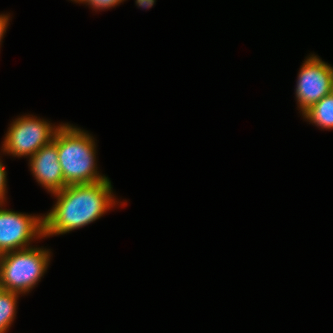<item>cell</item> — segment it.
Returning a JSON list of instances; mask_svg holds the SVG:
<instances>
[{"label":"cell","mask_w":333,"mask_h":333,"mask_svg":"<svg viewBox=\"0 0 333 333\" xmlns=\"http://www.w3.org/2000/svg\"><path fill=\"white\" fill-rule=\"evenodd\" d=\"M109 179L91 184L67 185L59 192L57 202L43 216L44 237L59 235L83 227L99 219L115 205Z\"/></svg>","instance_id":"cell-1"},{"label":"cell","mask_w":333,"mask_h":333,"mask_svg":"<svg viewBox=\"0 0 333 333\" xmlns=\"http://www.w3.org/2000/svg\"><path fill=\"white\" fill-rule=\"evenodd\" d=\"M331 93L333 94V78H332V89H331Z\"/></svg>","instance_id":"cell-14"},{"label":"cell","mask_w":333,"mask_h":333,"mask_svg":"<svg viewBox=\"0 0 333 333\" xmlns=\"http://www.w3.org/2000/svg\"><path fill=\"white\" fill-rule=\"evenodd\" d=\"M3 142V150L17 157H32L43 146L50 144L59 129L45 120L23 116L10 124Z\"/></svg>","instance_id":"cell-4"},{"label":"cell","mask_w":333,"mask_h":333,"mask_svg":"<svg viewBox=\"0 0 333 333\" xmlns=\"http://www.w3.org/2000/svg\"><path fill=\"white\" fill-rule=\"evenodd\" d=\"M155 3V0H136V4L139 7L151 8Z\"/></svg>","instance_id":"cell-13"},{"label":"cell","mask_w":333,"mask_h":333,"mask_svg":"<svg viewBox=\"0 0 333 333\" xmlns=\"http://www.w3.org/2000/svg\"><path fill=\"white\" fill-rule=\"evenodd\" d=\"M29 160L35 179L49 192L54 194L67 186L59 163L57 132L53 141L43 146Z\"/></svg>","instance_id":"cell-7"},{"label":"cell","mask_w":333,"mask_h":333,"mask_svg":"<svg viewBox=\"0 0 333 333\" xmlns=\"http://www.w3.org/2000/svg\"><path fill=\"white\" fill-rule=\"evenodd\" d=\"M298 74L296 99L302 114L324 96L331 94L333 67L311 55Z\"/></svg>","instance_id":"cell-6"},{"label":"cell","mask_w":333,"mask_h":333,"mask_svg":"<svg viewBox=\"0 0 333 333\" xmlns=\"http://www.w3.org/2000/svg\"><path fill=\"white\" fill-rule=\"evenodd\" d=\"M95 148V142L88 133L69 124L60 125L57 150L67 185L91 184L108 179L97 172Z\"/></svg>","instance_id":"cell-2"},{"label":"cell","mask_w":333,"mask_h":333,"mask_svg":"<svg viewBox=\"0 0 333 333\" xmlns=\"http://www.w3.org/2000/svg\"><path fill=\"white\" fill-rule=\"evenodd\" d=\"M304 118L322 129L333 128V94L324 96L319 102L312 105L303 114Z\"/></svg>","instance_id":"cell-8"},{"label":"cell","mask_w":333,"mask_h":333,"mask_svg":"<svg viewBox=\"0 0 333 333\" xmlns=\"http://www.w3.org/2000/svg\"><path fill=\"white\" fill-rule=\"evenodd\" d=\"M18 295L0 288V333H5L14 321Z\"/></svg>","instance_id":"cell-9"},{"label":"cell","mask_w":333,"mask_h":333,"mask_svg":"<svg viewBox=\"0 0 333 333\" xmlns=\"http://www.w3.org/2000/svg\"><path fill=\"white\" fill-rule=\"evenodd\" d=\"M8 22H9V16L1 14L0 15V42L6 32Z\"/></svg>","instance_id":"cell-12"},{"label":"cell","mask_w":333,"mask_h":333,"mask_svg":"<svg viewBox=\"0 0 333 333\" xmlns=\"http://www.w3.org/2000/svg\"><path fill=\"white\" fill-rule=\"evenodd\" d=\"M50 252L42 248H24L1 254L0 288L18 294L29 292L44 275Z\"/></svg>","instance_id":"cell-3"},{"label":"cell","mask_w":333,"mask_h":333,"mask_svg":"<svg viewBox=\"0 0 333 333\" xmlns=\"http://www.w3.org/2000/svg\"><path fill=\"white\" fill-rule=\"evenodd\" d=\"M124 0H78L77 2H83L90 5L93 9H108L111 7H115L119 3H121Z\"/></svg>","instance_id":"cell-10"},{"label":"cell","mask_w":333,"mask_h":333,"mask_svg":"<svg viewBox=\"0 0 333 333\" xmlns=\"http://www.w3.org/2000/svg\"><path fill=\"white\" fill-rule=\"evenodd\" d=\"M36 237H44L43 217L0 208V254L28 248Z\"/></svg>","instance_id":"cell-5"},{"label":"cell","mask_w":333,"mask_h":333,"mask_svg":"<svg viewBox=\"0 0 333 333\" xmlns=\"http://www.w3.org/2000/svg\"><path fill=\"white\" fill-rule=\"evenodd\" d=\"M6 171L0 160V203L4 204L6 193Z\"/></svg>","instance_id":"cell-11"}]
</instances>
